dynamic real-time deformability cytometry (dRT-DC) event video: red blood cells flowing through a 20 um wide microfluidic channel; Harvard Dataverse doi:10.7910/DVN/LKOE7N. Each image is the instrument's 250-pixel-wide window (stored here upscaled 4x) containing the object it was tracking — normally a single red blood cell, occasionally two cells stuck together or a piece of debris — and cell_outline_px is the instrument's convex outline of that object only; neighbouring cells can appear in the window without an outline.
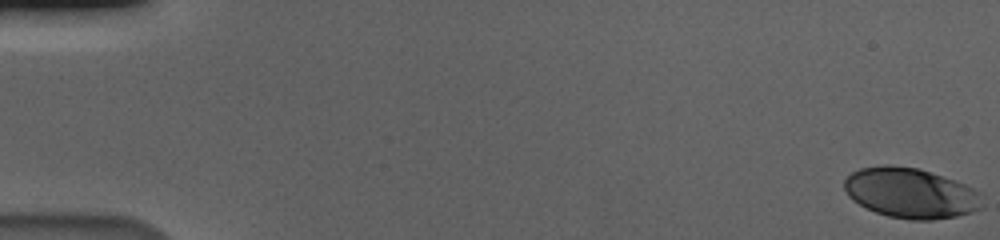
{"species": "human", "species_latin": "Homo sapiens", "temperature_condition": "cold", "stored_images_in_passage": 59, "camera_frame_rate_fps": 3000, "um_per_image_px": 0.085, "donor": {"sex": "male"}, "frame": {"image": 1, "passage_image": 1, "time_ms": 0.0, "image_size_px": [1000, 240], "cell_outline_px": [[980, 208], [972, 212], [956, 216], [932, 220], [908, 220], [888, 216], [876, 212], [852, 200], [848, 196], [844, 188], [844, 180], [852, 172], [860, 168], [884, 164], [888, 164], [920, 168], [956, 180], [980, 192]], "centroid_in_image_um": [77.38, 16.39], "position_along_channel_um": 7.6, "area_um2": 40.46}}
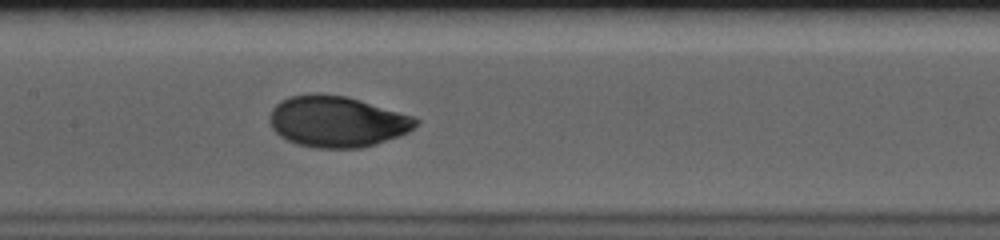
{"frame": {"image": 2, "passage_image": 30, "time_ms": 9.667, "image_size_px": [1000, 240], "cell_outline_px": [[420, 124], [408, 132], [400, 136], [376, 144], [360, 148], [312, 148], [296, 144], [280, 136], [272, 128], [268, 120], [268, 116], [272, 108], [280, 100], [288, 96], [312, 92], [320, 92], [348, 96], [412, 116], [420, 120]], "centroid_in_image_um": [28.62, 10.32], "position_along_channel_um": 178.8, "area_um2": 44.22}}
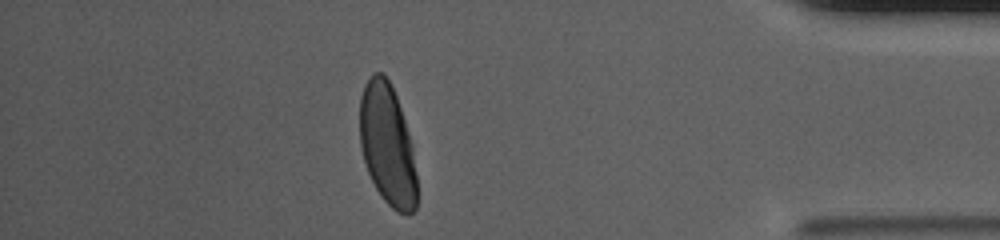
{"frame": {"image": 3, "passage_image": 52, "time_ms": 17.0, "image_size_px": [1000, 240], "cell_outline_px": [[416, 208], [408, 216], [396, 212], [384, 200], [376, 188], [368, 172], [364, 160], [360, 144], [360, 96], [364, 84], [372, 72], [384, 72], [396, 96], [404, 120], [412, 148], [416, 176]], "centroid_in_image_um": [32.91, 12.31], "position_along_channel_um": 402.3, "area_um2": 40.17}, "authors_computed_cell_mechanics": {"area_um2": 42.0206, "velocity_mm_per_s": 3.5539, "shape_relaxation_time_tau1_ms": 3.1952, "shape_relaxation_time_tau2_ms": null, "deformation_change_tau1": 0.1569, "deformation_change_tau2": null}}